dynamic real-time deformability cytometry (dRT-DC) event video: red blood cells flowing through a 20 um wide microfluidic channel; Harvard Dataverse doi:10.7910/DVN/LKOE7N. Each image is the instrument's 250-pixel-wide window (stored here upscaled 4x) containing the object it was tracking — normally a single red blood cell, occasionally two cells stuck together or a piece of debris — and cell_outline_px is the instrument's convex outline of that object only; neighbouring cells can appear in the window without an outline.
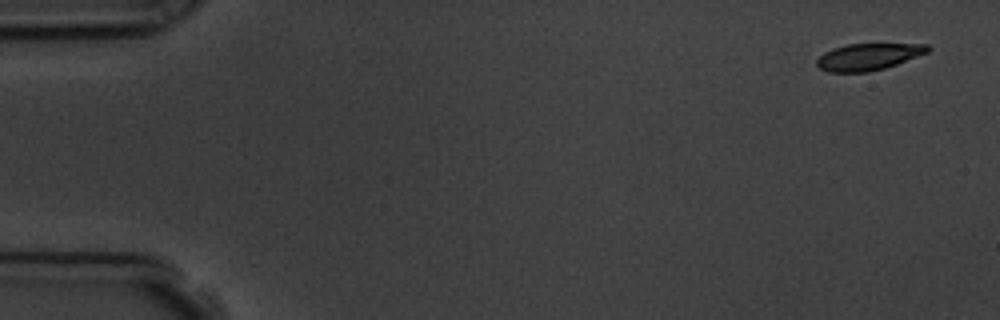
{"species": "common noctule bat (a hibernating species)", "species_latin": "Nyctalus noctula", "temperature_condition": "room temperature", "stored_images_in_passage": 6, "camera_frame_rate_fps": 3000, "um_per_image_px": 0.085, "animal": {"sex": "male", "body_mass_g": 19.5, "forearm_length_mm": 54.6}, "frame": {"image": 1, "passage_image": 1, "time_ms": 0.0, "image_size_px": [1000, 320], "cell_outline_px": [[932, 48], [928, 52], [896, 64], [884, 68], [868, 72], [828, 72], [820, 68], [816, 64], [816, 60], [824, 52], [832, 48], [848, 44], [928, 44]], "centroid_in_image_um": [73.79, 4.82], "position_along_channel_um": 11.2, "area_um2": 17.22}}
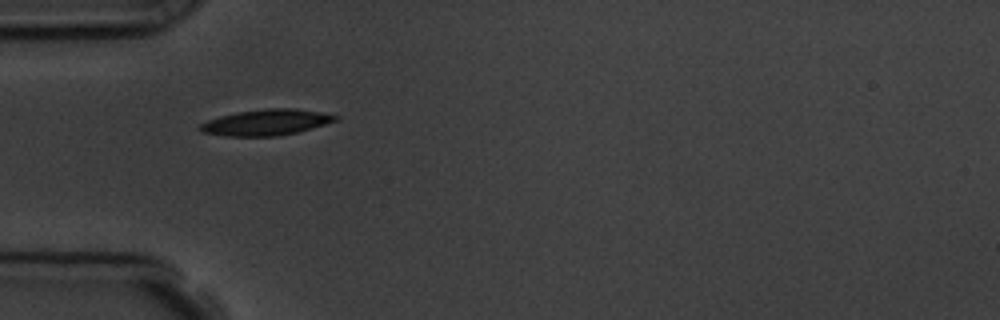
{"frame": {"image": 2, "passage_image": 5, "time_ms": 4.667, "image_size_px": [1000, 320], "cell_outline_px": [[340, 116], [336, 120], [312, 128], [296, 132], [276, 136], [224, 136], [200, 132], [196, 128], [200, 124], [208, 120], [220, 116], [236, 112], [268, 108], [296, 108], [320, 112]], "centroid_in_image_um": [22.57, 10.4], "position_along_channel_um": 62.4, "area_um2": 20.46}}